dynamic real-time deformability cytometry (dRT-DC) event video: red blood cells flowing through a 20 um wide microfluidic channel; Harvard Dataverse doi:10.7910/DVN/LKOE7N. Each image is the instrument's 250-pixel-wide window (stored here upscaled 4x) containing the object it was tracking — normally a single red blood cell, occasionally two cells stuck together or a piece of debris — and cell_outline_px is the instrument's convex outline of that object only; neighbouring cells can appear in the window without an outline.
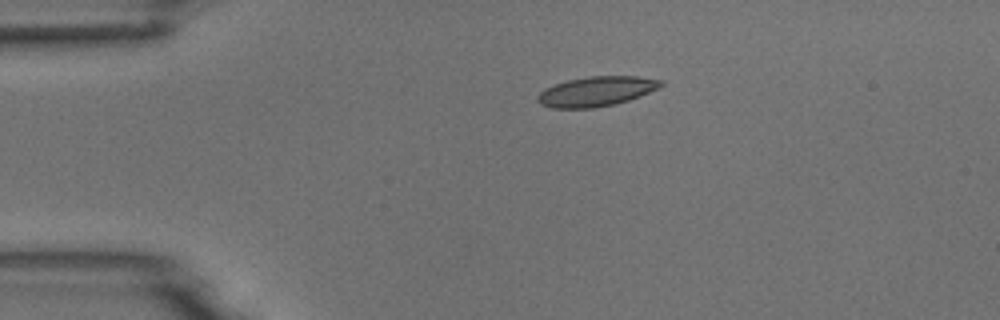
{"species": "common noctule bat (a hibernating species)", "species_latin": "Nyctalus noctula", "temperature_condition": "room temperature", "stored_images_in_passage": 4, "camera_frame_rate_fps": 3000, "um_per_image_px": 0.085, "animal": {"sex": "male", "body_mass_g": 18.8}, "frame": {"image": 1, "passage_image": 3, "time_ms": 0.667, "image_size_px": [1000, 320], "cell_outline_px": [[664, 84], [648, 92], [628, 100], [616, 104], [592, 108], [552, 108], [540, 104], [536, 100], [536, 96], [544, 88], [568, 80], [588, 76], [636, 76], [664, 80]], "centroid_in_image_um": [50.65, 7.77], "position_along_channel_um": 34.3, "area_um2": 21.33}}